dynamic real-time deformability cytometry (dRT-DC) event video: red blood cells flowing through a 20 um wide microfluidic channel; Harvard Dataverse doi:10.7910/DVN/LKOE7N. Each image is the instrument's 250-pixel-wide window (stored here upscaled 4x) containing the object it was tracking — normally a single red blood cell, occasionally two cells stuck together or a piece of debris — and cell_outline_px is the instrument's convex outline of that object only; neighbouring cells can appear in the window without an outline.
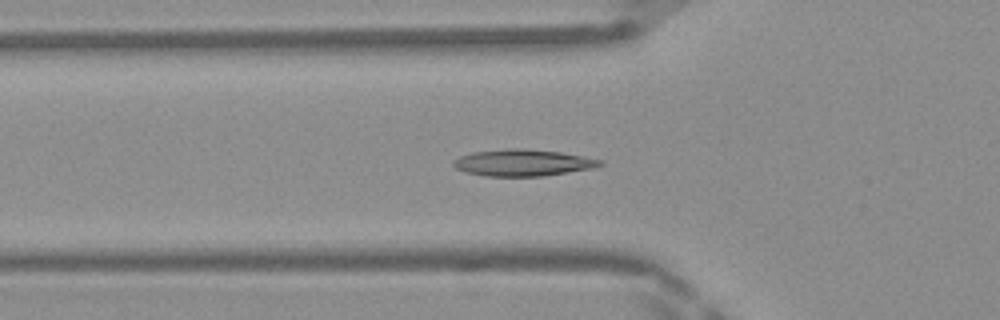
{"species": "Egyptian fruit bat (a non-hibernating species)", "species_latin": "Rousettus aegyptiacus", "temperature_condition": "warm", "stored_images_in_passage": 49, "camera_frame_rate_fps": 3000, "um_per_image_px": 0.085, "frame": {"image": 1, "passage_image": 16, "time_ms": 5.0, "image_size_px": [1000, 320], "cell_outline_px": [[604, 164], [596, 168], [544, 176], [484, 176], [464, 172], [456, 168], [452, 164], [452, 160], [460, 156], [472, 152], [508, 148], [524, 148], [560, 152], [604, 160]], "centroid_in_image_um": [44.45, 13.83], "position_along_channel_um": 81.3, "area_um2": 23.06}}
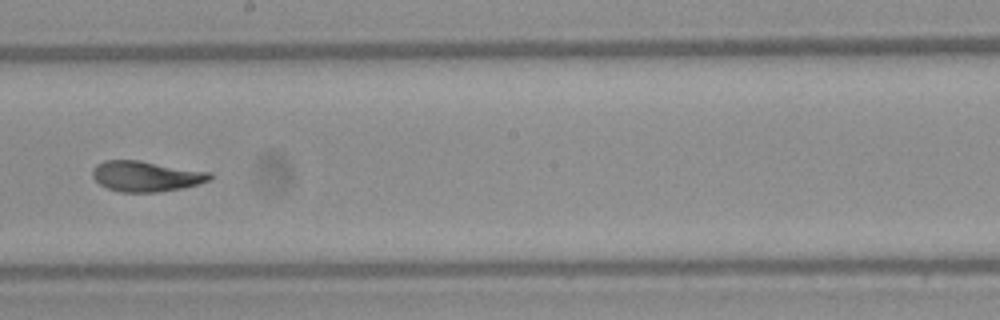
{"frame": {"image": 2, "passage_image": 27, "time_ms": 8.667, "image_size_px": [1000, 320], "cell_outline_px": [[212, 180], [184, 188], [160, 192], [120, 192], [108, 188], [100, 184], [92, 176], [92, 172], [96, 164], [104, 160], [140, 160], [212, 172]], "centroid_in_image_um": [12.45, 14.98], "position_along_channel_um": 235.7, "area_um2": 21.1}}
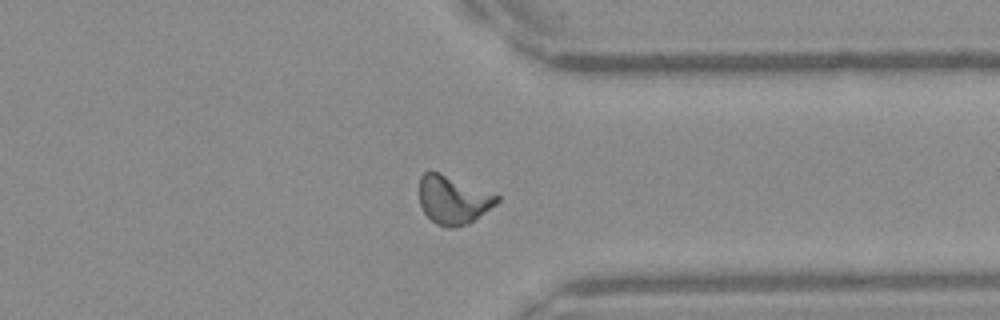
{"frame": {"image": 3, "passage_image": 37, "time_ms": 12.0, "image_size_px": [1000, 320], "cell_outline_px": [[500, 200], [496, 204], [468, 224], [452, 228], [448, 228], [436, 224], [424, 212], [420, 204], [420, 176], [424, 172], [440, 172], [500, 196]], "centroid_in_image_um": [38.51, 16.99], "position_along_channel_um": 372.9, "area_um2": 21.68}, "authors_computed_cell_mechanics": {"area_um2": 21.2704, "velocity_mm_per_s": 4.1832, "shape_relaxation_time_tau1_ms": 4.5745, "shape_relaxation_time_tau2_ms": 1.0649, "deformation_change_tau1": 0.1877, "deformation_change_tau2": 0.0758}}